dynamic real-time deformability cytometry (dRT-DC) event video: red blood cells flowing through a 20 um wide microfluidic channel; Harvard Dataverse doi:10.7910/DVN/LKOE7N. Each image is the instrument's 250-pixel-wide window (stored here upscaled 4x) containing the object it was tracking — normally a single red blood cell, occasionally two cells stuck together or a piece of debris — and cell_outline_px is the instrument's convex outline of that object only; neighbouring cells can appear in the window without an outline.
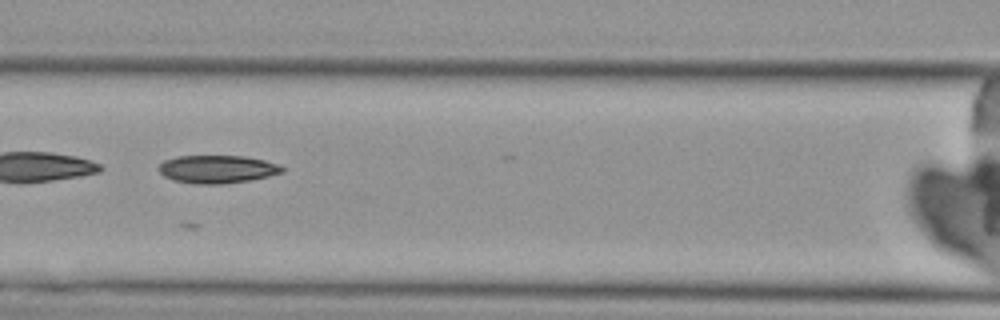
{"species": "Egyptian fruit bat (a non-hibernating species)", "species_latin": "Rousettus aegyptiacus", "temperature_condition": "cold", "stored_images_in_passage": 4, "camera_frame_rate_fps": 3000, "um_per_image_px": 0.085, "animal": {"sex": "female"}, "frame": {"image": 1, "passage_image": 4, "time_ms": 3.667, "image_size_px": [1000, 320], "cell_outline_px": [[284, 172], [268, 176], [248, 180], [224, 184], [196, 184], [172, 180], [164, 176], [160, 172], [160, 164], [164, 160], [176, 156], [244, 156], [264, 160], [276, 164], [284, 168]], "centroid_in_image_um": [18.44, 14.38], "position_along_channel_um": 148.2, "area_um2": 20.0}}